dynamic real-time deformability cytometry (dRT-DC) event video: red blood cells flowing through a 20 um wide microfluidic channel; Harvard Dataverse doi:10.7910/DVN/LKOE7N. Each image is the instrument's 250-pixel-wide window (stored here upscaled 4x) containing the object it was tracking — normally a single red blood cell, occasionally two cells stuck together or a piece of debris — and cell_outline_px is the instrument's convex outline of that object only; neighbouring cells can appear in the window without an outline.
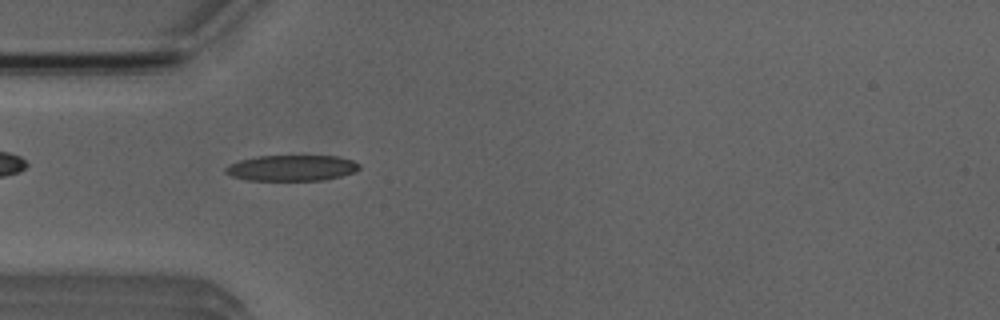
{"species": "Egyptian fruit bat (a non-hibernating species)", "species_latin": "Rousettus aegyptiacus", "temperature_condition": "room temperature", "stored_images_in_passage": 5, "camera_frame_rate_fps": 3000, "um_per_image_px": 0.085, "animal": {"sex": "male"}, "frame": {"image": 1, "passage_image": 4, "time_ms": 3.667, "image_size_px": [1000, 320], "cell_outline_px": [[360, 168], [356, 172], [324, 180], [248, 180], [232, 176], [224, 172], [224, 168], [240, 160], [260, 156], [336, 156], [352, 160], [360, 164]], "centroid_in_image_um": [24.83, 14.28], "position_along_channel_um": 60.2, "area_um2": 20.0}}